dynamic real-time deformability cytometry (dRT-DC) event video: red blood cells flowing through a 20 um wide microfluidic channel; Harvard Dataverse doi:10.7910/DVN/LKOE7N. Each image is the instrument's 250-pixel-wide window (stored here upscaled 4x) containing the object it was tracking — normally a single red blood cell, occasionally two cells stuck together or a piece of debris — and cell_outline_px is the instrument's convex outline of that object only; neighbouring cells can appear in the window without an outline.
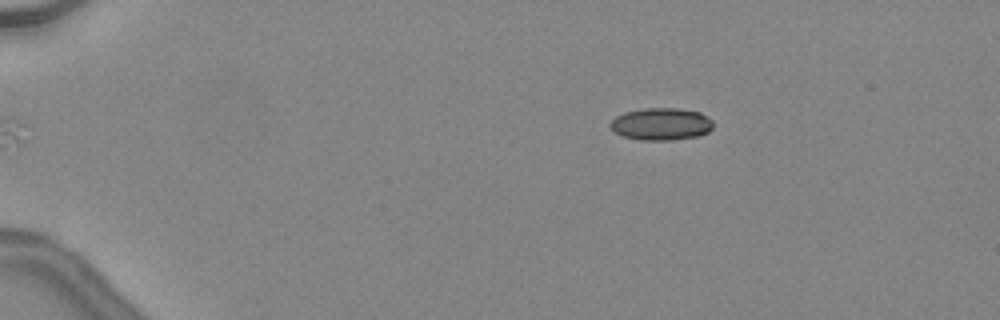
{"species": "common noctule bat (a hibernating species)", "species_latin": "Nyctalus noctula", "temperature_condition": "warm", "stored_images_in_passage": 7, "camera_frame_rate_fps": 3000, "um_per_image_px": 0.085, "animal": {"sex": "female", "body_mass_g": 24.6, "forearm_length_mm": 56.2}, "frame": {"image": 1, "passage_image": 1, "time_ms": 0.0, "image_size_px": [1000, 320], "cell_outline_px": [[712, 128], [708, 132], [700, 136], [672, 140], [640, 140], [620, 136], [612, 132], [608, 124], [616, 116], [624, 112], [644, 108], [676, 108], [700, 112], [708, 116], [712, 120]], "centroid_in_image_um": [56.17, 10.55], "position_along_channel_um": 28.8, "area_um2": 19.71}}